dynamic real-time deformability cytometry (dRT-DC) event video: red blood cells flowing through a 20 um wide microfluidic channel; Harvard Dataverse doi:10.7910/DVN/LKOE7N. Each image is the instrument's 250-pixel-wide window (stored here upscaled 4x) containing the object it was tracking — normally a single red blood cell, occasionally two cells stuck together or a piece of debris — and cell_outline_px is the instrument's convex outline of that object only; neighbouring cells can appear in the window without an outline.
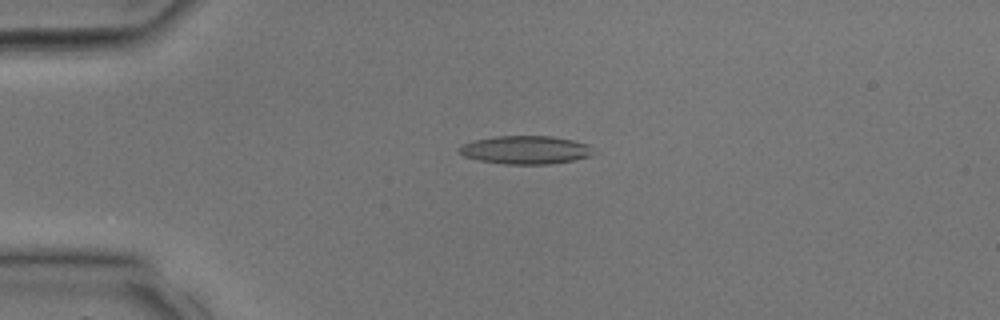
{"species": "common noctule bat (a hibernating species)", "species_latin": "Nyctalus noctula", "temperature_condition": "room temperature", "stored_images_in_passage": 33, "camera_frame_rate_fps": 3000, "um_per_image_px": 0.085, "animal": {"sex": "male", "body_mass_g": 17.9, "forearm_length_mm": 54.2}, "frame": {"image": 1, "passage_image": 8, "time_ms": 2.333, "image_size_px": [1000, 320], "cell_outline_px": [[596, 152], [588, 156], [572, 160], [548, 164], [504, 164], [476, 160], [464, 156], [460, 152], [460, 148], [464, 144], [472, 140], [496, 136], [552, 136], [572, 140], [588, 144]], "centroid_in_image_um": [44.67, 12.74], "position_along_channel_um": 40.3, "area_um2": 22.02}}
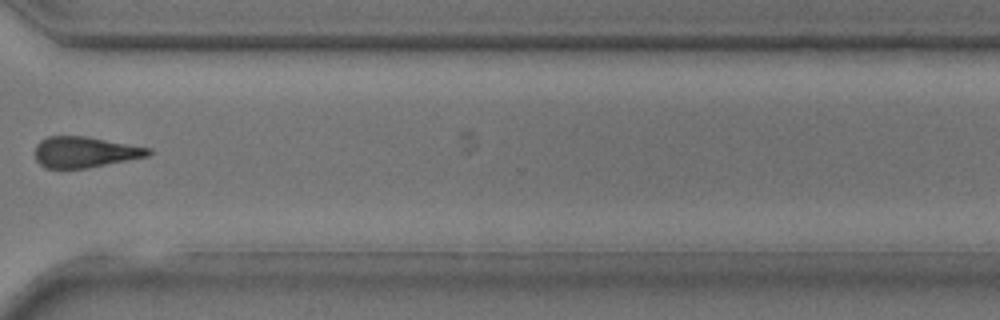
{"frame": {"image": 2, "passage_image": 25, "time_ms": 8.0, "image_size_px": [1000, 320], "cell_outline_px": [[152, 152], [148, 156], [88, 168], [44, 168], [36, 160], [36, 144], [40, 140], [48, 136], [88, 136], [152, 148]], "centroid_in_image_um": [7.23, 12.92], "position_along_channel_um": 363.4, "area_um2": 20.52}}
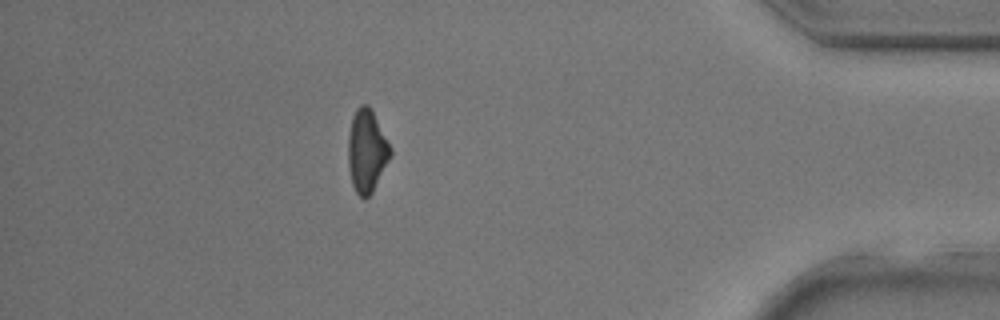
{"frame": {"image": 3, "passage_image": 29, "time_ms": 9.333, "image_size_px": [1000, 320], "cell_outline_px": [[392, 156], [372, 192], [364, 200], [356, 192], [352, 184], [348, 164], [348, 132], [352, 116], [356, 108], [360, 104], [368, 104], [392, 148]], "centroid_in_image_um": [31.17, 12.82], "position_along_channel_um": 404.0, "area_um2": 20.52}}